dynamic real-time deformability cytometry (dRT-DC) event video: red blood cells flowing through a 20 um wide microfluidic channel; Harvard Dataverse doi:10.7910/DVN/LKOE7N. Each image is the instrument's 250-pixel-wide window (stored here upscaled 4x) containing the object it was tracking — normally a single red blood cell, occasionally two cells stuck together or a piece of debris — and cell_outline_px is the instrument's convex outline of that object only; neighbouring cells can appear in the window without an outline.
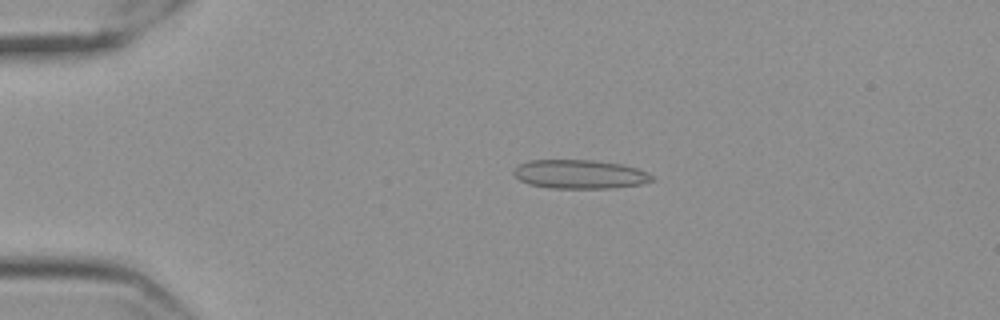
{"species": "Egyptian fruit bat (a non-hibernating species)", "species_latin": "Rousettus aegyptiacus", "temperature_condition": "cold", "stored_images_in_passage": 58, "camera_frame_rate_fps": 3000, "um_per_image_px": 0.085, "frame": {"image": 1, "passage_image": 13, "time_ms": 4.0, "image_size_px": [1000, 320], "cell_outline_px": [[652, 180], [644, 184], [612, 188], [548, 188], [528, 184], [520, 180], [512, 172], [512, 168], [528, 160], [592, 160], [620, 164], [636, 168], [648, 172], [652, 176]], "centroid_in_image_um": [49.25, 14.81], "position_along_channel_um": 35.8, "area_um2": 23.35}}
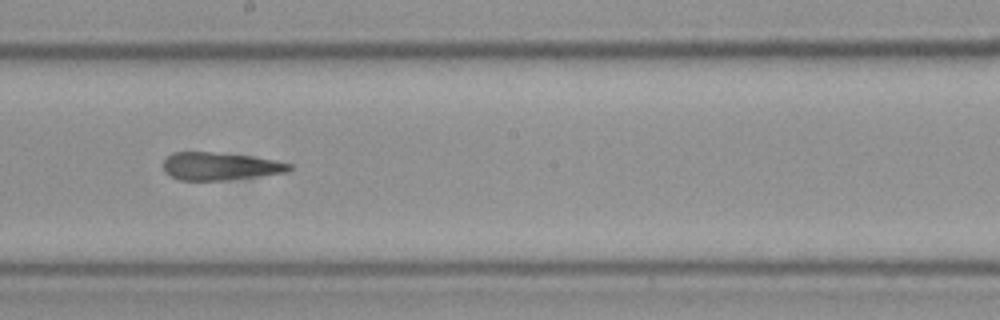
{"frame": {"image": 2, "passage_image": 33, "time_ms": 10.667, "image_size_px": [1000, 320], "cell_outline_px": [[292, 168], [288, 172], [220, 180], [180, 180], [164, 172], [164, 160], [172, 152], [212, 152], [252, 156], [276, 160], [292, 164]], "centroid_in_image_um": [18.7, 14.12], "position_along_channel_um": 229.5, "area_um2": 20.17}}
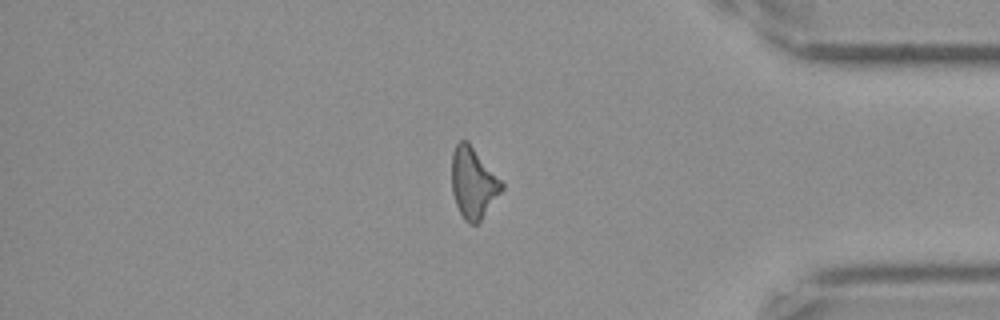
{"frame": {"image": 3, "passage_image": 49, "time_ms": 16.0, "image_size_px": [1000, 320], "cell_outline_px": [[504, 188], [480, 220], [476, 224], [468, 224], [464, 220], [456, 204], [452, 192], [452, 152], [456, 144], [460, 140], [468, 140], [504, 184]], "centroid_in_image_um": [40.21, 15.52], "position_along_channel_um": 395.0, "area_um2": 20.52}, "authors_computed_cell_mechanics": {"area_um2": 21.1548, "velocity_mm_per_s": 3.55, "shape_relaxation_time_tau1_ms": null, "shape_relaxation_time_tau2_ms": 2.0032, "deformation_change_tau1": null, "deformation_change_tau2": 0.1323}}